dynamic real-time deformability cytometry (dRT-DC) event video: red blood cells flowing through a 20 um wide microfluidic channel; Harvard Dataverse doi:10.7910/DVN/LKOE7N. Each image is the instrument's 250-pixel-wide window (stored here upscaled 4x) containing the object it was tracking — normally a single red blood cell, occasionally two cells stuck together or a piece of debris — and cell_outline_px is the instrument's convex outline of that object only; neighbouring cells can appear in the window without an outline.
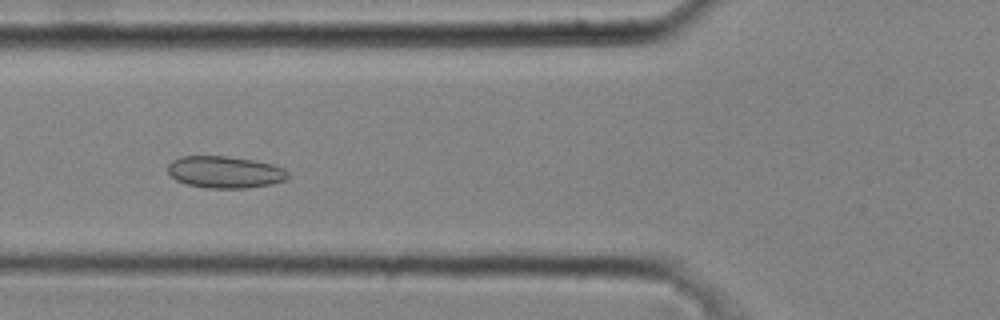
{"species": "common noctule bat (a hibernating species)", "species_latin": "Nyctalus noctula", "temperature_condition": "cold", "stored_images_in_passage": 27, "camera_frame_rate_fps": 3000, "um_per_image_px": 0.085, "animal": {"sex": "male", "body_mass_g": 20.4}, "frame": {"image": 1, "passage_image": 18, "time_ms": 5.667, "image_size_px": [1000, 320], "cell_outline_px": [[288, 176], [284, 180], [272, 184], [244, 188], [208, 188], [188, 184], [176, 180], [168, 172], [168, 164], [172, 160], [180, 156], [228, 156], [252, 160], [272, 164], [284, 168], [288, 172]], "centroid_in_image_um": [19.11, 14.62], "position_along_channel_um": 106.7, "area_um2": 22.25}}
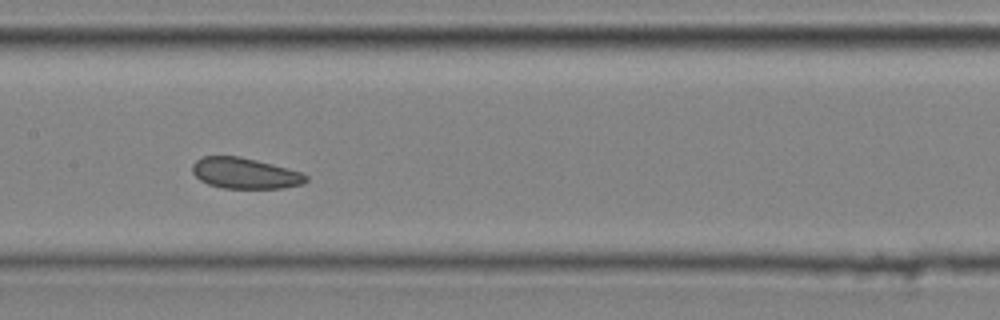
{"frame": {"image": 2, "passage_image": 24, "time_ms": 7.667, "image_size_px": [1000, 320], "cell_outline_px": [[308, 180], [304, 184], [284, 188], [224, 188], [208, 184], [200, 180], [192, 172], [192, 164], [196, 160], [204, 156], [240, 156], [272, 164], [300, 172], [308, 176]], "centroid_in_image_um": [20.82, 14.73], "position_along_channel_um": 186.6, "area_um2": 20.4}}
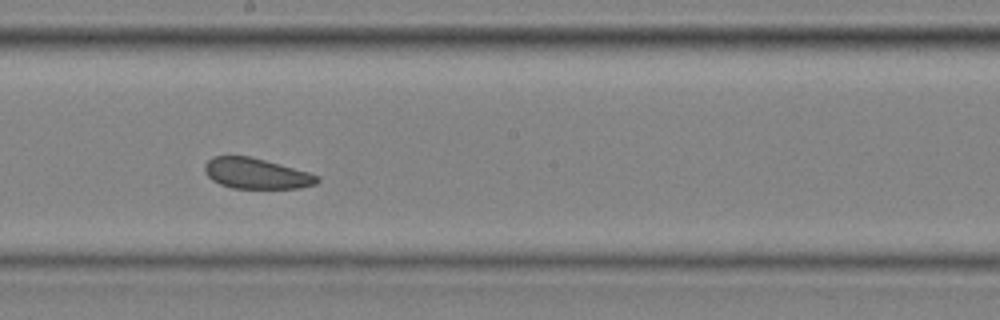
{"frame": {"image": 3, "passage_image": 27, "time_ms": 8.667, "image_size_px": [1000, 320], "cell_outline_px": [[320, 180], [316, 184], [300, 188], [232, 188], [220, 184], [212, 180], [204, 172], [204, 164], [212, 156], [252, 156], [308, 172], [320, 176]], "centroid_in_image_um": [21.77, 14.74], "position_along_channel_um": 226.4, "area_um2": 20.17}}